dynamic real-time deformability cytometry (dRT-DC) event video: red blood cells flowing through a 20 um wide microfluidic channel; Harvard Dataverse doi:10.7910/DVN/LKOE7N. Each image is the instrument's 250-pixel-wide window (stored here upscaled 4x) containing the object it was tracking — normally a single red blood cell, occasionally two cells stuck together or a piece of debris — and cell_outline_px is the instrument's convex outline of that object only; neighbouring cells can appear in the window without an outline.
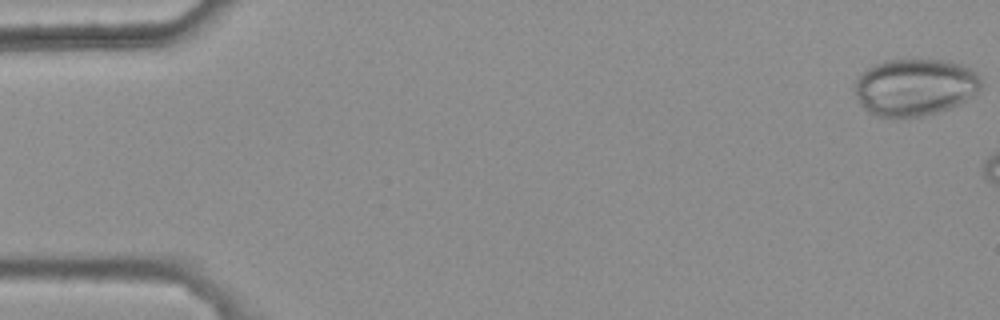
{"species": "common noctule bat (a hibernating species)", "species_latin": "Nyctalus noctula", "temperature_condition": "warm", "stored_images_in_passage": 7, "camera_frame_rate_fps": 3000, "um_per_image_px": 0.085, "animal": {"sex": "female", "body_mass_g": 25.1}, "frame": {"image": 1, "passage_image": 1, "time_ms": 0.0, "image_size_px": [1000, 320], "cell_outline_px": [[980, 88], [972, 96], [948, 108], [924, 116], [876, 116], [868, 112], [860, 104], [856, 96], [856, 80], [860, 72], [884, 60], [944, 60], [960, 64], [976, 72], [980, 76]], "centroid_in_image_um": [77.74, 7.39], "position_along_channel_um": 7.3, "area_um2": 41.56}}